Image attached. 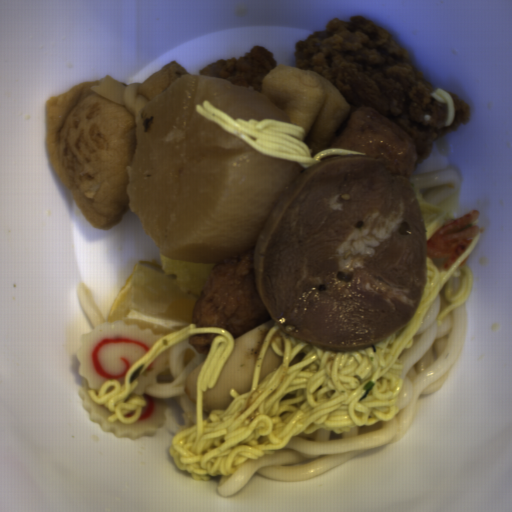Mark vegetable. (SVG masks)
<instances>
[{
	"instance_id": "vegetable-1",
	"label": "vegetable",
	"mask_w": 512,
	"mask_h": 512,
	"mask_svg": "<svg viewBox=\"0 0 512 512\" xmlns=\"http://www.w3.org/2000/svg\"><path fill=\"white\" fill-rule=\"evenodd\" d=\"M217 264H191L172 259L161 252L159 267L172 282L182 290L197 297L212 268Z\"/></svg>"
}]
</instances>
